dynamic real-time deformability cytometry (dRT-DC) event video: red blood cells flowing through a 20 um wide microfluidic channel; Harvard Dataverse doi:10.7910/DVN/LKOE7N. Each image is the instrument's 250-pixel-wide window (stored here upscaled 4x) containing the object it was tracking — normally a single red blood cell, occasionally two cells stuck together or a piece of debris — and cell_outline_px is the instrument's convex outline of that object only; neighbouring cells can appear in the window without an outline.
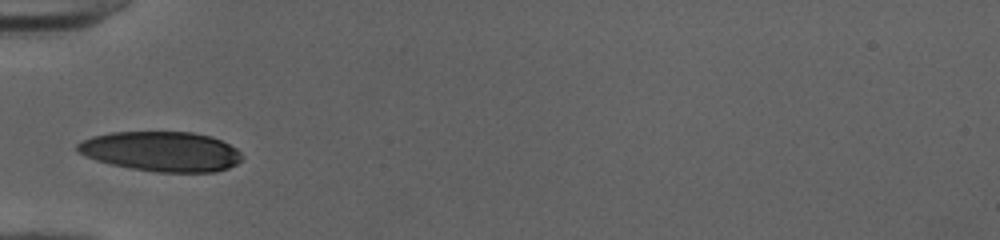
{"species": "human", "species_latin": "Homo sapiens", "temperature_condition": "cold", "stored_images_in_passage": 27, "camera_frame_rate_fps": 3000, "um_per_image_px": 0.085, "donor": {"sex": "female"}, "frame": {"image": 1, "passage_image": 1, "time_ms": 0.0, "image_size_px": [1000, 240], "cell_outline_px": [[244, 156], [236, 164], [228, 168], [216, 172], [156, 172], [132, 168], [112, 164], [96, 160], [76, 152], [76, 144], [80, 140], [92, 136], [112, 132], [192, 132], [212, 136], [236, 148]], "centroid_in_image_um": [13.7, 12.87], "position_along_channel_um": 71.3, "area_um2": 38.38}}
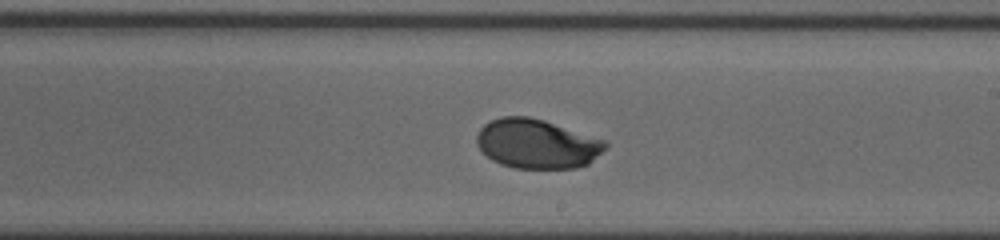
{"frame": {"image": 2, "passage_image": 14, "time_ms": 4.333, "image_size_px": [1000, 240], "cell_outline_px": [[608, 148], [588, 164], [576, 168], [516, 168], [500, 164], [492, 160], [476, 144], [476, 136], [480, 128], [484, 124], [500, 116], [528, 116], [544, 120], [608, 140]], "centroid_in_image_um": [45.68, 12.21], "position_along_channel_um": 243.3, "area_um2": 37.34}}
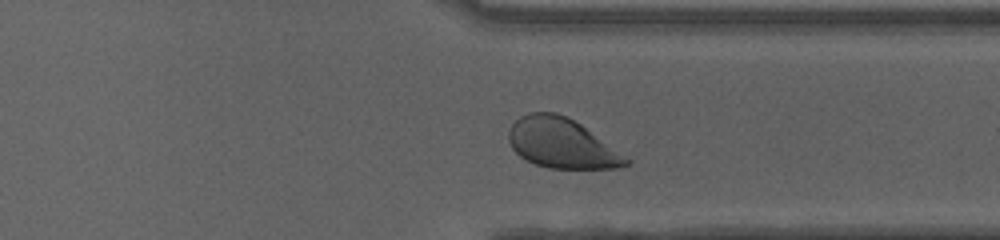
{"frame": {"image": 3, "passage_image": 23, "time_ms": 7.333, "image_size_px": [1000, 240], "cell_outline_px": [[628, 164], [620, 168], [548, 168], [536, 164], [520, 156], [512, 148], [508, 140], [508, 132], [512, 124], [520, 116], [532, 112], [556, 112], [580, 124], [628, 160]], "centroid_in_image_um": [47.65, 12.17], "position_along_channel_um": 363.7, "area_um2": 33.18}, "authors_computed_cell_mechanics": {"area_um2": 37.1654, "velocity_mm_per_s": 3.9889, "shape_relaxation_time_tau1_ms": 2.9499, "shape_relaxation_time_tau2_ms": null, "deformation_change_tau1": 0.1511, "deformation_change_tau2": null}}